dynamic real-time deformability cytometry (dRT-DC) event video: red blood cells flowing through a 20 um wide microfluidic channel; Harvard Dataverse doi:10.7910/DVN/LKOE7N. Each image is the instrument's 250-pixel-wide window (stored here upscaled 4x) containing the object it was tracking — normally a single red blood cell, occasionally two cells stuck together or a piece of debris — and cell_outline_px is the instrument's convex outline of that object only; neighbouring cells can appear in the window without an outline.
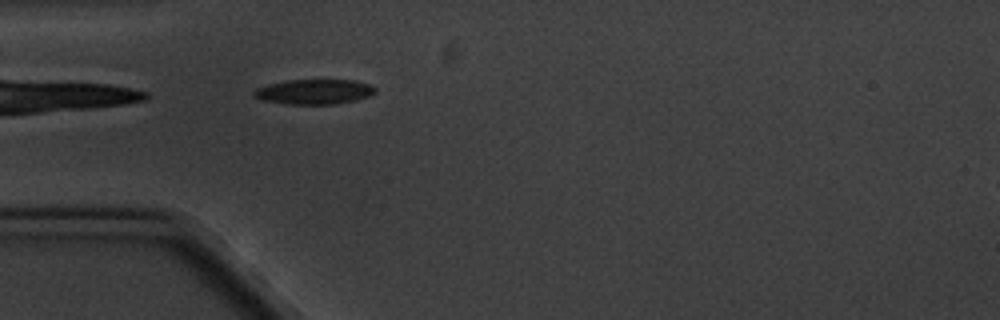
{"species": "common noctule bat (a hibernating species)", "species_latin": "Nyctalus noctula", "temperature_condition": "cold", "stored_images_in_passage": 1, "camera_frame_rate_fps": 3000, "um_per_image_px": 0.085, "animal": {"sex": "male", "body_mass_g": 20.1, "forearm_length_mm": 53.5}, "frame": {"image": 1, "passage_image": 1, "time_ms": 0.0, "image_size_px": [1000, 320], "cell_outline_px": [[376, 92], [368, 96], [356, 100], [336, 104], [284, 104], [260, 100], [252, 96], [252, 92], [256, 88], [268, 84], [288, 80], [356, 80], [372, 84], [376, 88]], "centroid_in_image_um": [26.69, 7.8], "position_along_channel_um": 58.3, "area_um2": 17.92}}